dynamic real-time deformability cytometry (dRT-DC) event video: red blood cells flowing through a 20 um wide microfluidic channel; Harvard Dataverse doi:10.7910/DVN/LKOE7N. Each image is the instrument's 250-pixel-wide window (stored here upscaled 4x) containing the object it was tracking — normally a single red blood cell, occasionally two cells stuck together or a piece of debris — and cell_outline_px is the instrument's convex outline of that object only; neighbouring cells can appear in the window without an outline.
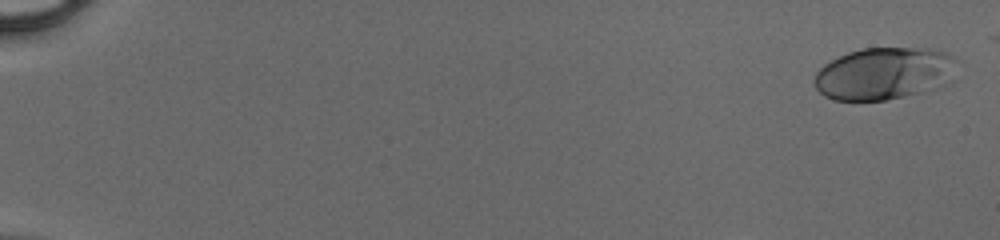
{"species": "human", "species_latin": "Homo sapiens", "temperature_condition": "cold", "stored_images_in_passage": 39, "camera_frame_rate_fps": 3000, "um_per_image_px": 0.085, "donor": {"sex": "male"}, "frame": {"image": 1, "passage_image": 2, "time_ms": 0.333, "image_size_px": [1000, 240], "cell_outline_px": [[960, 60], [944, 84], [936, 88], [904, 96], [884, 100], [832, 100], [824, 96], [816, 88], [812, 80], [816, 72], [824, 64], [848, 52], [864, 48], [928, 48], [948, 52]], "centroid_in_image_um": [75.13, 6.23], "position_along_channel_um": 9.9, "area_um2": 43.47}}
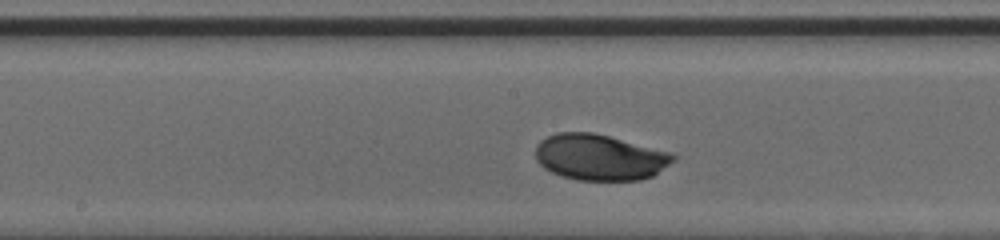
{"frame": {"image": 2, "passage_image": 25, "time_ms": 8.0, "image_size_px": [1000, 240], "cell_outline_px": [[676, 160], [652, 176], [640, 180], [576, 180], [560, 176], [544, 168], [536, 160], [536, 144], [540, 140], [556, 132], [592, 132], [672, 152], [676, 156]], "centroid_in_image_um": [50.97, 13.37], "position_along_channel_um": 197.2, "area_um2": 37.05}}
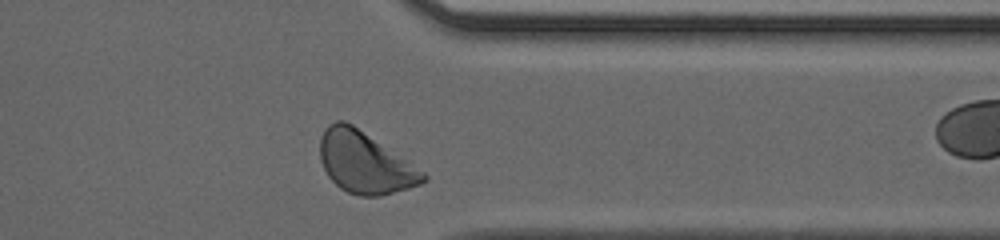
{"frame": {"image": 3, "passage_image": 38, "time_ms": 12.333, "image_size_px": [1000, 240], "cell_outline_px": [[428, 180], [420, 184], [408, 188], [380, 196], [360, 196], [348, 192], [340, 188], [328, 176], [320, 160], [320, 140], [324, 128], [328, 124], [336, 120], [344, 120], [352, 124], [408, 160], [424, 172], [428, 176]], "centroid_in_image_um": [31.01, 13.81], "position_along_channel_um": 380.4, "area_um2": 36.88}}